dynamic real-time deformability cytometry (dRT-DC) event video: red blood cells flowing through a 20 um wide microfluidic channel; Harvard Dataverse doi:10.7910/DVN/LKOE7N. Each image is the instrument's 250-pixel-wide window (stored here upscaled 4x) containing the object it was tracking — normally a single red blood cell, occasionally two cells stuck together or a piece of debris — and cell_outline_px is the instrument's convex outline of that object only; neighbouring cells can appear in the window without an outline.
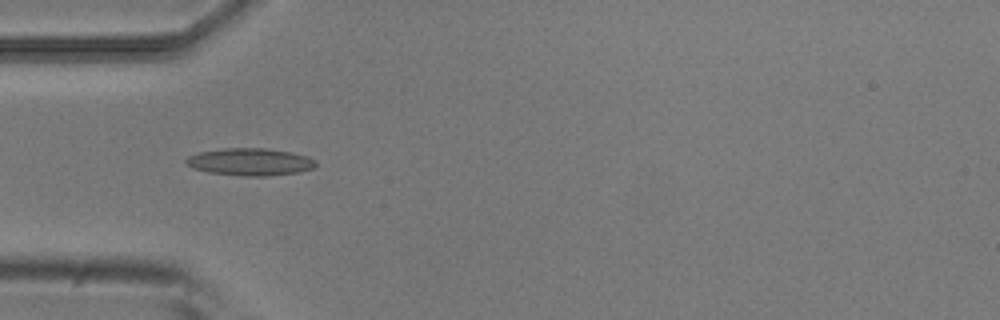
{"species": "common noctule bat (a hibernating species)", "species_latin": "Nyctalus noctula", "temperature_condition": "room temperature", "stored_images_in_passage": 3, "camera_frame_rate_fps": 3000, "um_per_image_px": 0.085, "animal": {"sex": "male", "body_mass_g": 20.5, "forearm_length_mm": 52.5}, "frame": {"image": 1, "passage_image": 3, "time_ms": 0.667, "image_size_px": [1000, 320], "cell_outline_px": [[316, 164], [312, 168], [300, 172], [268, 176], [244, 176], [208, 172], [192, 168], [184, 164], [184, 160], [188, 156], [200, 152], [224, 148], [268, 148], [292, 152], [308, 156], [316, 160]], "centroid_in_image_um": [21.25, 13.76], "position_along_channel_um": 63.7, "area_um2": 20.87}}